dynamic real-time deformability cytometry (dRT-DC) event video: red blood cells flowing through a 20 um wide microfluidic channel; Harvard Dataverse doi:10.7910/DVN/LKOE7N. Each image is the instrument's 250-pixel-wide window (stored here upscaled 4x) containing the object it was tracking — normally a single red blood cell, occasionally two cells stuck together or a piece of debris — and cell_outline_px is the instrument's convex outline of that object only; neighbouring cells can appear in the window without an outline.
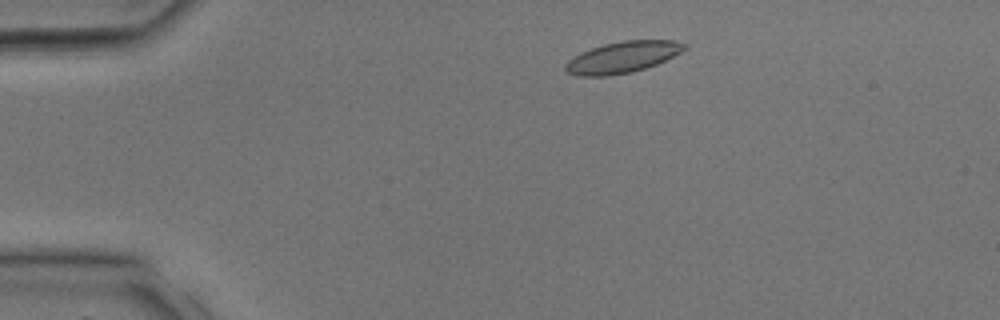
{"species": "common noctule bat (a hibernating species)", "species_latin": "Nyctalus noctula", "temperature_condition": "room temperature", "stored_images_in_passage": 15, "camera_frame_rate_fps": 3000, "um_per_image_px": 0.085, "animal": {"sex": "male", "body_mass_g": 17.9, "forearm_length_mm": 54.2}, "frame": {"image": 1, "passage_image": 1, "time_ms": 0.0, "image_size_px": [1000, 320], "cell_outline_px": [[688, 48], [656, 64], [644, 68], [628, 72], [608, 76], [580, 76], [568, 72], [564, 68], [564, 64], [568, 60], [580, 52], [604, 44], [624, 40], [676, 40], [688, 44]], "centroid_in_image_um": [52.92, 4.84], "position_along_channel_um": 32.1, "area_um2": 21.56}}
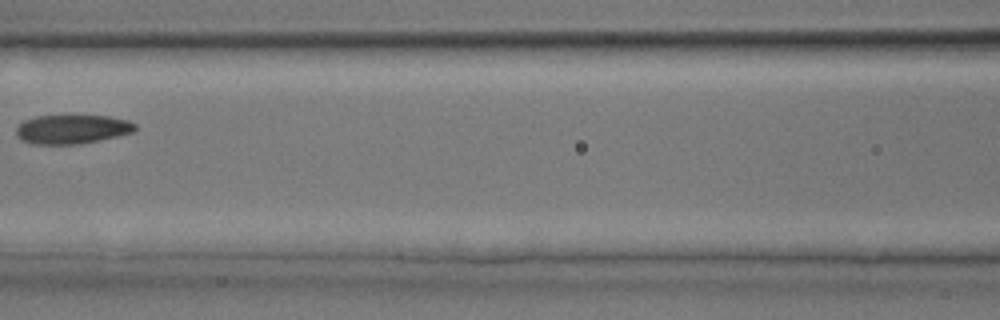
{"frame": {"image": 2, "passage_image": 10, "time_ms": 3.0, "image_size_px": [1000, 320], "cell_outline_px": [[136, 128], [132, 132], [100, 140], [80, 144], [32, 144], [20, 140], [16, 136], [16, 128], [24, 120], [36, 116], [108, 116], [128, 120], [136, 124]], "centroid_in_image_um": [6.09, 10.99], "position_along_channel_um": 160.5, "area_um2": 20.11}}
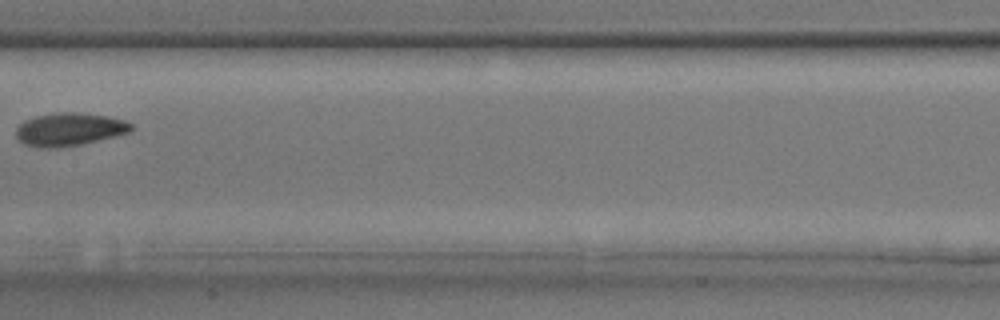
{"frame": {"image": 3, "passage_image": 12, "time_ms": 3.667, "image_size_px": [1000, 320], "cell_outline_px": [[132, 132], [80, 144], [56, 148], [36, 148], [24, 144], [16, 140], [16, 128], [24, 120], [36, 116], [60, 112], [76, 112], [108, 116], [124, 120], [132, 124]], "centroid_in_image_um": [5.86, 11.0], "position_along_channel_um": 201.5, "area_um2": 22.25}}